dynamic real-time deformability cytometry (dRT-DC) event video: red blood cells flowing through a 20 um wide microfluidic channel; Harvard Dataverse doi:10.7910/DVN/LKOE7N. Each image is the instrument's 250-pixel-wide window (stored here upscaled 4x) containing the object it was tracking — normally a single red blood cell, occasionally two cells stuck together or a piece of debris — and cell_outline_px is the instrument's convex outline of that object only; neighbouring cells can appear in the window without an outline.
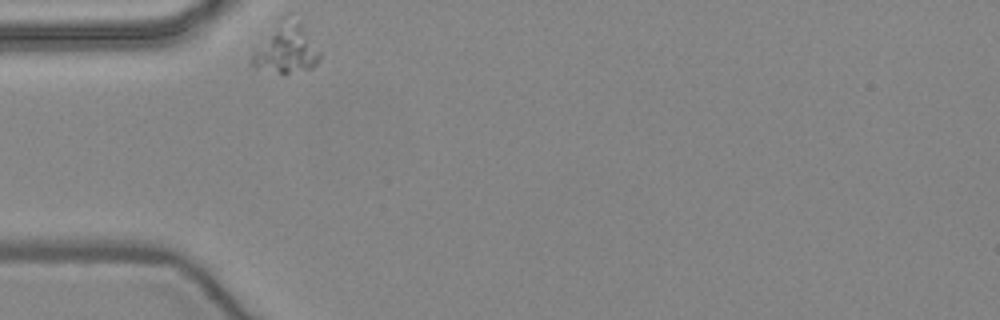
{"species": "common noctule bat (a hibernating species)", "species_latin": "Nyctalus noctula", "temperature_condition": "warm", "stored_images_in_passage": 32, "camera_frame_rate_fps": 3000, "um_per_image_px": 0.085, "animal": {"sex": "female", "body_mass_g": 24.6, "forearm_length_mm": 56.2}, "frame": {"image": 1, "passage_image": 1, "time_ms": 0.0, "image_size_px": [1000, 320], "cell_outline_px": [[320, 60], [312, 68], [288, 72], [280, 72], [256, 68], [248, 64], [252, 48], [288, 12], [320, 52]], "centroid_in_image_um": [24.21, 4.15], "position_along_channel_um": 60.8, "area_um2": 19.13}}
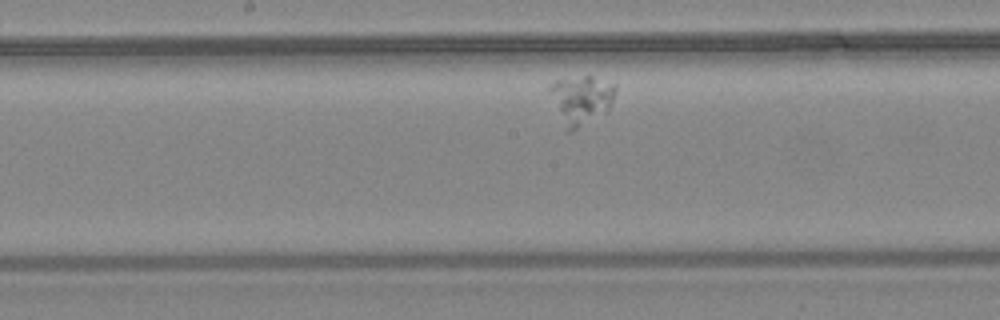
{"frame": {"image": 2, "passage_image": 14, "time_ms": 4.333, "image_size_px": [1000, 320], "cell_outline_px": [[616, 92], [612, 104], [608, 112], [568, 132], [564, 132], [548, 92], [548, 88], [556, 80], [584, 76], [592, 76], [616, 84]], "centroid_in_image_um": [49.39, 8.49], "position_along_channel_um": 198.8, "area_um2": 19.07}}
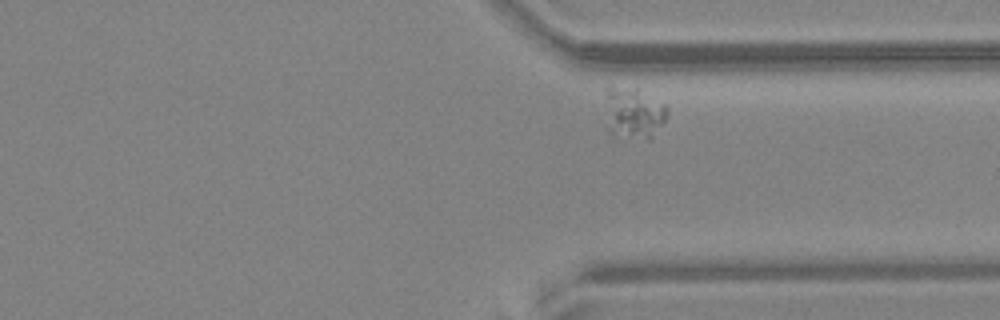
{"frame": {"image": 3, "passage_image": 28, "time_ms": 9.0, "image_size_px": [1000, 320], "cell_outline_px": [[668, 112], [664, 124], [648, 140], [620, 140], [612, 136], [604, 92], [604, 88], [608, 84], [612, 84], [636, 88], [668, 104]], "centroid_in_image_um": [53.87, 9.59], "position_along_channel_um": 357.5, "area_um2": 19.54}}